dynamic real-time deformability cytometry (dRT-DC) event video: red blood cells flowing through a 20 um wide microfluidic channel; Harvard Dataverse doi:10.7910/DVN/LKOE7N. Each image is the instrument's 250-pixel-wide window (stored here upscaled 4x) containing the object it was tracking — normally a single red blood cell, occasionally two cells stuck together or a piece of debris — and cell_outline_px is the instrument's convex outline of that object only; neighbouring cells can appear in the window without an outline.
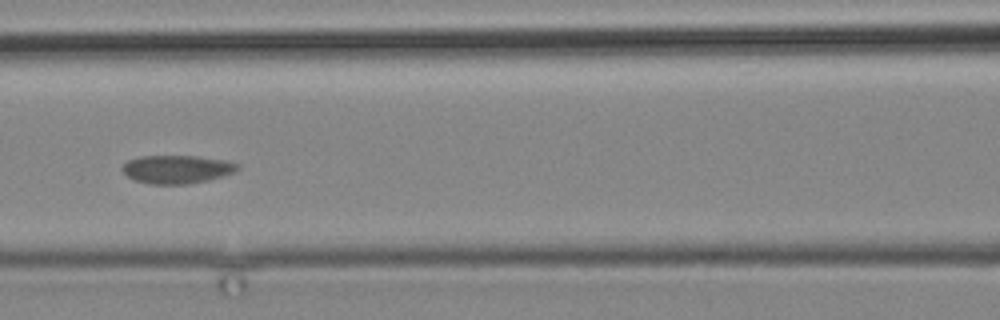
{"species": "common noctule bat (a hibernating species)", "species_latin": "Nyctalus noctula", "temperature_condition": "cold", "stored_images_in_passage": 4, "camera_frame_rate_fps": 3000, "um_per_image_px": 0.085, "animal": {"sex": "male", "body_mass_g": 19.2, "forearm_length_mm": 51.8}, "frame": {"image": 1, "passage_image": 3, "time_ms": 2.333, "image_size_px": [1000, 320], "cell_outline_px": [[240, 168], [232, 172], [208, 180], [188, 184], [148, 184], [136, 180], [128, 176], [120, 168], [128, 160], [140, 156], [196, 156], [224, 160], [240, 164]], "centroid_in_image_um": [15.01, 14.38], "position_along_channel_um": 151.6, "area_um2": 18.84}}
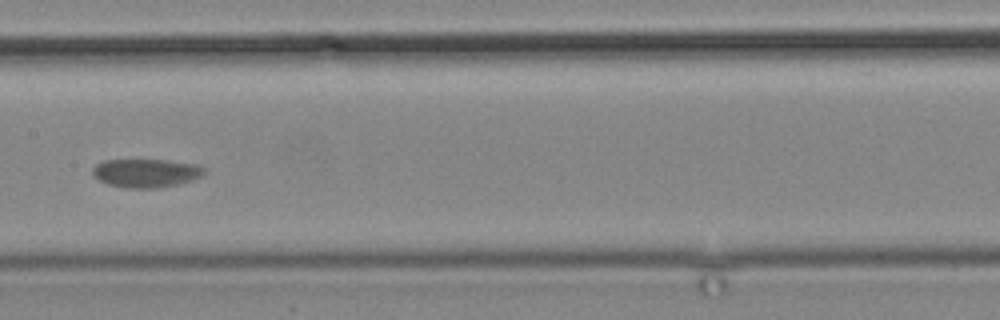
{"frame": {"image": 2, "passage_image": 4, "time_ms": 3.667, "image_size_px": [1000, 320], "cell_outline_px": [[204, 172], [200, 176], [192, 180], [180, 184], [160, 188], [128, 188], [108, 184], [92, 176], [92, 168], [96, 164], [104, 160], [164, 160], [196, 164], [204, 168]], "centroid_in_image_um": [12.39, 14.71], "position_along_channel_um": 195.0, "area_um2": 18.55}}